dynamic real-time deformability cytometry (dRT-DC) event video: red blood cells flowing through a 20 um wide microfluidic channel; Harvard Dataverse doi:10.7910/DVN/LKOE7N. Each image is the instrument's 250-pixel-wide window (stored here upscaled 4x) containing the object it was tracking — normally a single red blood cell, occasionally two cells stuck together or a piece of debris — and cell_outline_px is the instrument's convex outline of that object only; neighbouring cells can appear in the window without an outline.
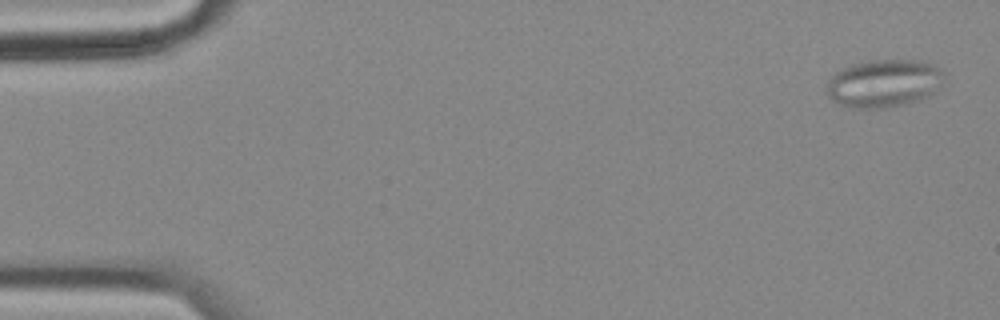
{"species": "common noctule bat (a hibernating species)", "species_latin": "Nyctalus noctula", "temperature_condition": "cold", "stored_images_in_passage": 56, "camera_frame_rate_fps": 3000, "um_per_image_px": 0.085, "animal": {"sex": "female", "body_mass_g": 18.4}, "frame": {"image": 1, "passage_image": 2, "time_ms": 0.333, "image_size_px": [1000, 320], "cell_outline_px": [[944, 76], [936, 92], [920, 100], [904, 104], [884, 108], [856, 108], [840, 104], [832, 100], [828, 96], [828, 80], [836, 72], [852, 64], [872, 60], [920, 60], [932, 64], [940, 68], [944, 72]], "centroid_in_image_um": [75.16, 7.08], "position_along_channel_um": 9.8, "area_um2": 32.66}}
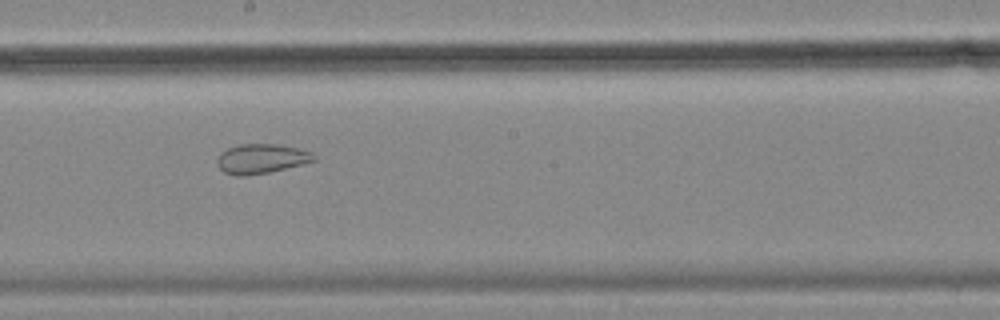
{"frame": {"image": 2, "passage_image": 31, "time_ms": 10.0, "image_size_px": [1000, 320], "cell_outline_px": [[316, 160], [304, 164], [268, 172], [248, 176], [236, 176], [224, 172], [216, 164], [216, 160], [220, 152], [228, 148], [240, 144], [280, 144], [312, 152], [316, 156]], "centroid_in_image_um": [22.2, 13.49], "position_along_channel_um": 226.0, "area_um2": 16.82}}
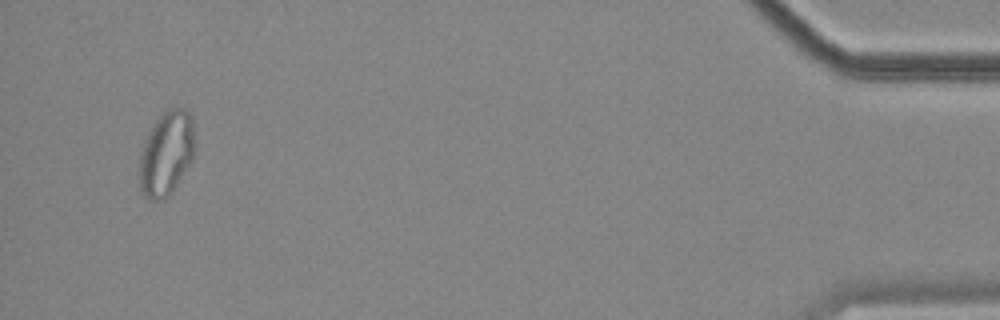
{"frame": {"image": 3, "passage_image": 54, "time_ms": 17.667, "image_size_px": [1000, 320], "cell_outline_px": [[192, 160], [172, 192], [164, 200], [152, 200], [144, 196], [140, 188], [140, 152], [156, 120], [168, 108], [184, 108], [192, 116]], "centroid_in_image_um": [14.13, 13.07], "position_along_channel_um": 421.1, "area_um2": 26.53}, "authors_computed_cell_mechanics": {"area_um2": 24.1893, "velocity_mm_per_s": 3.5462, "shape_relaxation_time_tau1_ms": null, "shape_relaxation_time_tau2_ms": 2.0577, "deformation_change_tau1": null, "deformation_change_tau2": 0.073}}